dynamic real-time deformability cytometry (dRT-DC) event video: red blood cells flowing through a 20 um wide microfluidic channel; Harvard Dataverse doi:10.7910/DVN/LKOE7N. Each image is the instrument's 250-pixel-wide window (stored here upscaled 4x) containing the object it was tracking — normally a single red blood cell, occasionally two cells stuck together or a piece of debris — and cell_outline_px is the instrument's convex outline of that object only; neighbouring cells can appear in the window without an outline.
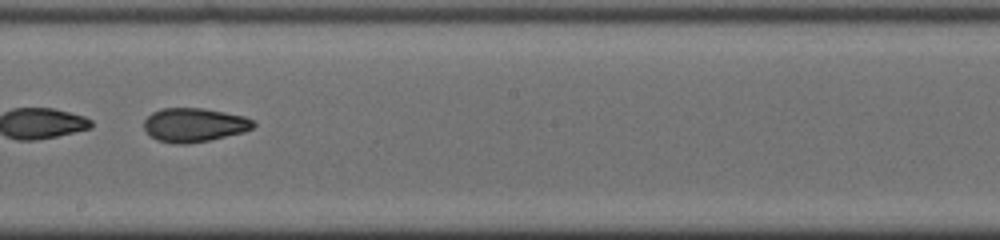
{"species": "common noctule bat (a hibernating species)", "species_latin": "Nyctalus noctula", "temperature_condition": "cold", "stored_images_in_passage": 37, "camera_frame_rate_fps": 3000, "um_per_image_px": 0.085, "animal": {"sex": "male", "body_mass_g": 19.0, "forearm_length_mm": 50.8}, "frame": {"image": 1, "passage_image": 16, "time_ms": 5.0, "image_size_px": [1000, 240], "cell_outline_px": [[256, 124], [252, 128], [244, 132], [208, 140], [184, 144], [180, 144], [156, 140], [144, 128], [144, 120], [152, 112], [160, 108], [204, 108], [244, 116], [256, 120]], "centroid_in_image_um": [16.53, 10.6], "position_along_channel_um": 231.7, "area_um2": 21.56}, "authors_computed_cell_mechanics": {"area_um2": 22.4842, "velocity_mm_per_s": 3.9474, "shape_relaxation_time_tau1_ms": null, "shape_relaxation_time_tau2_ms": 2.9588, "deformation_change_tau1": null, "deformation_change_tau2": 0.0934}}